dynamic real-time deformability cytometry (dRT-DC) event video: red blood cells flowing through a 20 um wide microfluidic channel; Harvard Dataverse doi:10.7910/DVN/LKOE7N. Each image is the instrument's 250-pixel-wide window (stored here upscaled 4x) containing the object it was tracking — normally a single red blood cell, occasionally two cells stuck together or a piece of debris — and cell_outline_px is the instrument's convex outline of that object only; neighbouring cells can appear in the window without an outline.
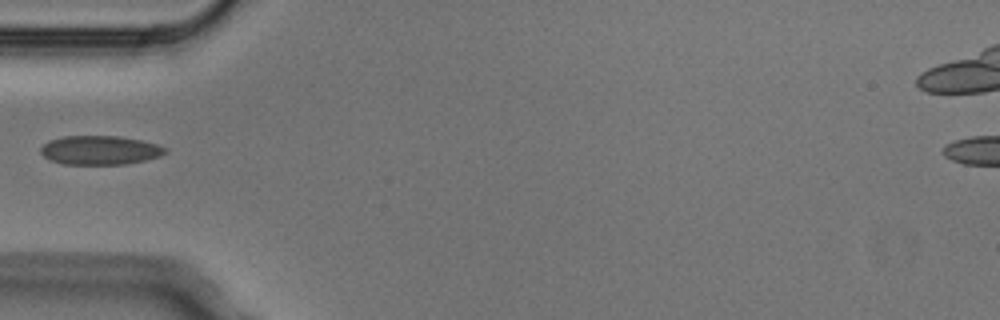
{"species": "Egyptian fruit bat (a non-hibernating species)", "species_latin": "Rousettus aegyptiacus", "temperature_condition": "cold", "stored_images_in_passage": 1, "camera_frame_rate_fps": 3000, "um_per_image_px": 0.085, "animal": {"sex": "male"}, "frame": {"image": 1, "passage_image": 1, "time_ms": 0.0, "image_size_px": [1000, 320], "cell_outline_px": [[168, 152], [160, 156], [144, 160], [124, 164], [64, 164], [52, 160], [44, 156], [40, 152], [40, 148], [48, 140], [64, 136], [120, 136], [140, 140], [156, 144], [164, 148]], "centroid_in_image_um": [8.47, 12.76], "position_along_channel_um": 76.5, "area_um2": 20.87}}